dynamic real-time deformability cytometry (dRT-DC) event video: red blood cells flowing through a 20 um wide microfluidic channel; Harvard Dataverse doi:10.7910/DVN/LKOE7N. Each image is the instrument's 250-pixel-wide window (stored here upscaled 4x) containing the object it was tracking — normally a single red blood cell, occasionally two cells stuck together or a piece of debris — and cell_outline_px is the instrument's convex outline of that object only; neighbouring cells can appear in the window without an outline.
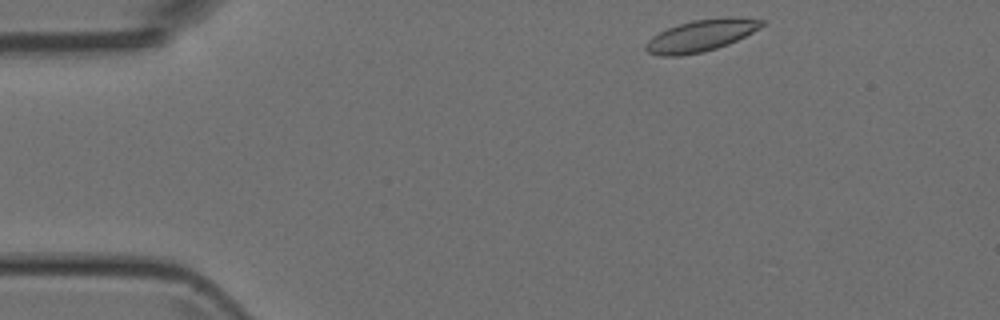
{"species": "Egyptian fruit bat (a non-hibernating species)", "species_latin": "Rousettus aegyptiacus", "temperature_condition": "room temperature", "stored_images_in_passage": 2, "camera_frame_rate_fps": 3000, "um_per_image_px": 0.085, "animal": {"sex": "female"}, "frame": {"image": 1, "passage_image": 1, "time_ms": 0.0, "image_size_px": [1000, 320], "cell_outline_px": [[764, 24], [760, 28], [728, 44], [704, 52], [680, 56], [660, 56], [648, 52], [644, 48], [644, 44], [652, 36], [668, 28], [692, 20], [724, 16], [764, 20]], "centroid_in_image_um": [59.55, 3.03], "position_along_channel_um": 25.4, "area_um2": 21.44}}